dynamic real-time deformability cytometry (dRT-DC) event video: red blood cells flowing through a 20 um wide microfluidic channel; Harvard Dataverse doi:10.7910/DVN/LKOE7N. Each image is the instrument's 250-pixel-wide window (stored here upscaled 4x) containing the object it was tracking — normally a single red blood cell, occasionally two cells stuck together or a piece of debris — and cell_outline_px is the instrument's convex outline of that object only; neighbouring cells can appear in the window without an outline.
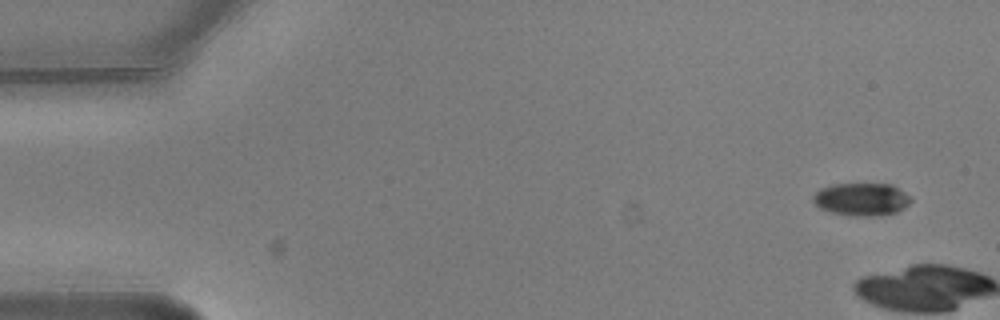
{"species": "common noctule bat (a hibernating species)", "species_latin": "Nyctalus noctula", "temperature_condition": "warm", "stored_images_in_passage": 5, "camera_frame_rate_fps": 3000, "um_per_image_px": 0.085, "animal": {"sex": "male", "body_mass_g": 20.5, "forearm_length_mm": 52.5}, "frame": {"image": 1, "passage_image": 1, "time_ms": 0.0, "image_size_px": [1000, 320], "cell_outline_px": [[912, 200], [904, 208], [896, 212], [880, 216], [852, 216], [832, 212], [820, 208], [812, 200], [812, 196], [820, 188], [832, 184], [892, 184], [904, 192]], "centroid_in_image_um": [73.22, 16.94], "position_along_channel_um": 11.8, "area_um2": 18.67}}